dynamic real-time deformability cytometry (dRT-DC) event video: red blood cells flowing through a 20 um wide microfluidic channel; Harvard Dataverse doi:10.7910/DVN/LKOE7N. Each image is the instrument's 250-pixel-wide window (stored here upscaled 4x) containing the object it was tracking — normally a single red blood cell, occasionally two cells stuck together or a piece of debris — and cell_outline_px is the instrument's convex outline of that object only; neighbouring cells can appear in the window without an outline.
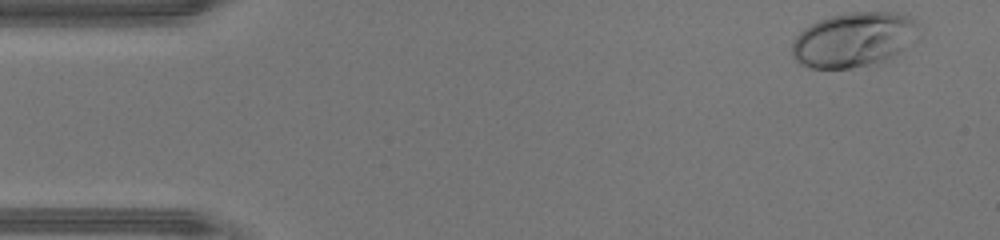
{"species": "human", "species_latin": "Homo sapiens", "temperature_condition": "warm", "stored_images_in_passage": 40, "camera_frame_rate_fps": 3000, "um_per_image_px": 0.085, "donor": {"sex": "male"}, "frame": {"image": 1, "passage_image": 1, "time_ms": 0.0, "image_size_px": [1000, 240], "cell_outline_px": [[916, 24], [900, 48], [892, 56], [884, 60], [852, 68], [808, 68], [800, 64], [792, 56], [792, 40], [804, 28], [820, 20], [832, 16], [852, 12], [908, 12]], "centroid_in_image_um": [72.41, 3.36], "position_along_channel_um": 12.6, "area_um2": 39.02}}
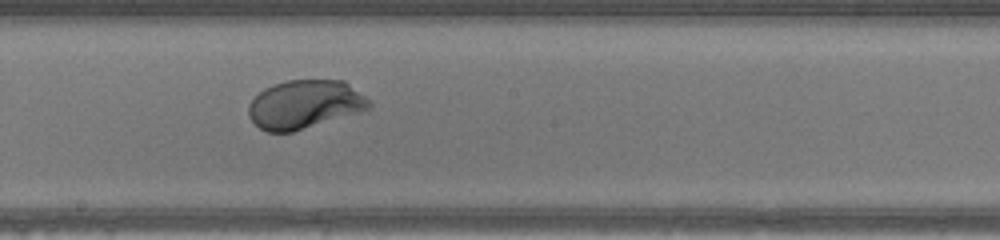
{"frame": {"image": 2, "passage_image": 23, "time_ms": 7.333, "image_size_px": [1000, 240], "cell_outline_px": [[372, 108], [292, 132], [268, 132], [260, 128], [248, 116], [248, 104], [264, 88], [272, 84], [288, 80], [344, 80], [372, 100]], "centroid_in_image_um": [25.92, 8.86], "position_along_channel_um": 222.3, "area_um2": 34.22}}
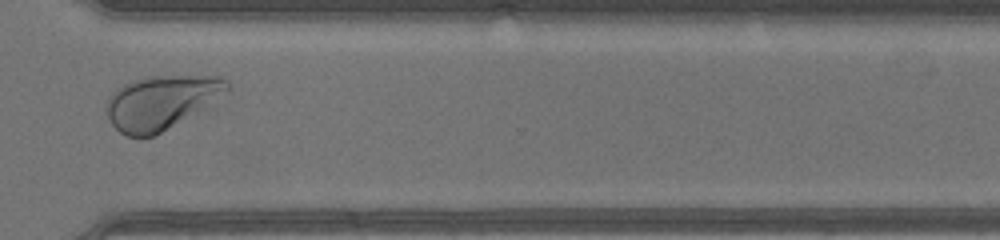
{"frame": {"image": 3, "passage_image": 32, "time_ms": 10.333, "image_size_px": [1000, 240], "cell_outline_px": [[232, 84], [228, 92], [204, 108], [160, 132], [152, 136], [128, 136], [120, 132], [112, 124], [104, 108], [104, 104], [108, 96], [116, 88], [132, 80], [148, 76], [220, 76], [228, 80]], "centroid_in_image_um": [13.69, 8.66], "position_along_channel_um": 356.9, "area_um2": 37.86}, "authors_computed_cell_mechanics": {"area_um2": 34.68, "velocity_mm_per_s": 4.4912, "shape_relaxation_time_tau1_ms": 1.6631, "shape_relaxation_time_tau2_ms": null, "deformation_change_tau1": 0.1462, "deformation_change_tau2": null}}